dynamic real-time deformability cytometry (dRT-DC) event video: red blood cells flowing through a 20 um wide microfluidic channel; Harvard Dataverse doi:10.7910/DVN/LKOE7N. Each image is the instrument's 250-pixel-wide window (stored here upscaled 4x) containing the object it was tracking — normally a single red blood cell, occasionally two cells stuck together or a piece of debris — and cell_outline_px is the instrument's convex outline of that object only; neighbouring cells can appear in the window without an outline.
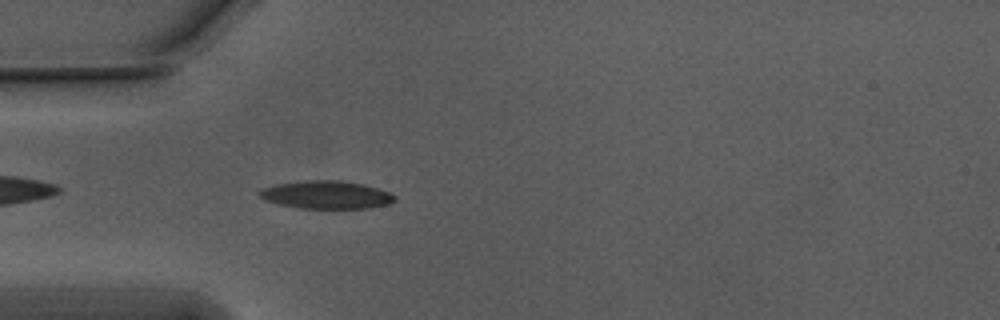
{"species": "Egyptian fruit bat (a non-hibernating species)", "species_latin": "Rousettus aegyptiacus", "temperature_condition": "warm", "stored_images_in_passage": 42, "camera_frame_rate_fps": 3000, "um_per_image_px": 0.085, "animal": {"sex": "male"}, "frame": {"image": 1, "passage_image": 3, "time_ms": 0.667, "image_size_px": [1000, 320], "cell_outline_px": [[396, 200], [388, 204], [368, 208], [300, 208], [280, 204], [264, 200], [256, 192], [264, 188], [276, 184], [312, 180], [340, 180], [360, 184], [376, 188], [388, 192], [396, 196]], "centroid_in_image_um": [27.73, 16.56], "position_along_channel_um": 57.3, "area_um2": 21.73}}
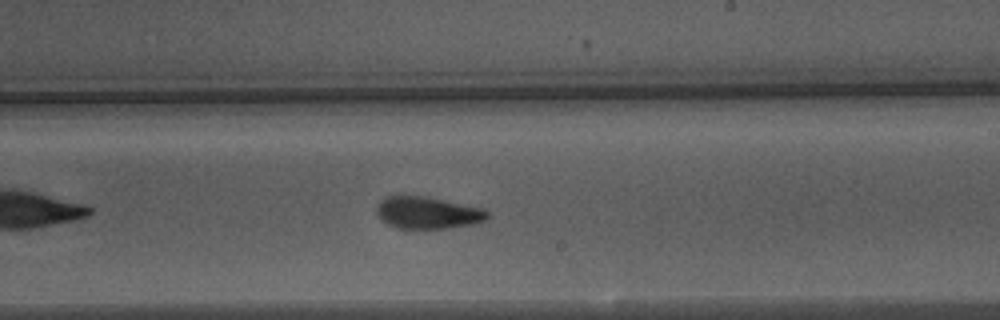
{"frame": {"image": 2, "passage_image": 19, "time_ms": 6.0, "image_size_px": [1000, 320], "cell_outline_px": [[488, 216], [484, 220], [472, 224], [448, 228], [396, 228], [380, 220], [376, 212], [376, 204], [384, 196], [420, 196], [484, 208], [488, 212]], "centroid_in_image_um": [36.28, 18.08], "position_along_channel_um": 252.7, "area_um2": 20.52}}
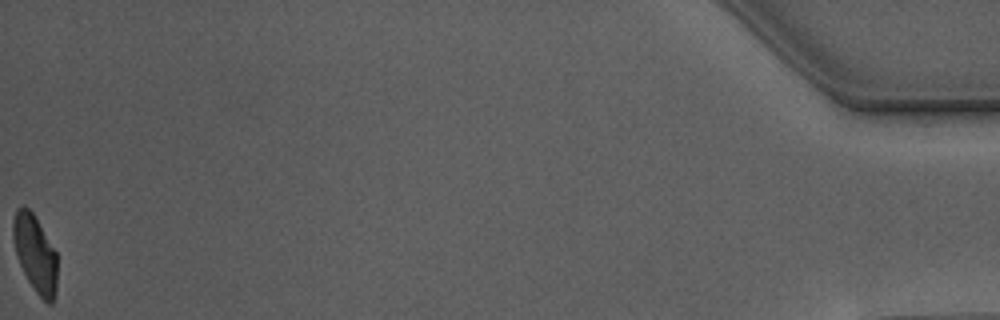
{"frame": {"image": 3, "passage_image": 42, "time_ms": 13.667, "image_size_px": [1000, 320], "cell_outline_px": [[56, 292], [52, 304], [48, 304], [36, 292], [28, 280], [20, 264], [16, 252], [12, 236], [12, 220], [16, 208], [28, 208], [32, 212], [56, 252]], "centroid_in_image_um": [2.97, 21.56], "position_along_channel_um": 432.2, "area_um2": 19.48}, "authors_computed_cell_mechanics": {"area_um2": 21.0681, "velocity_mm_per_s": 3.7435, "shape_relaxation_time_tau1_ms": 3.5683, "shape_relaxation_time_tau2_ms": 1.9533, "deformation_change_tau1": 0.1725, "deformation_change_tau2": 0.0877}}